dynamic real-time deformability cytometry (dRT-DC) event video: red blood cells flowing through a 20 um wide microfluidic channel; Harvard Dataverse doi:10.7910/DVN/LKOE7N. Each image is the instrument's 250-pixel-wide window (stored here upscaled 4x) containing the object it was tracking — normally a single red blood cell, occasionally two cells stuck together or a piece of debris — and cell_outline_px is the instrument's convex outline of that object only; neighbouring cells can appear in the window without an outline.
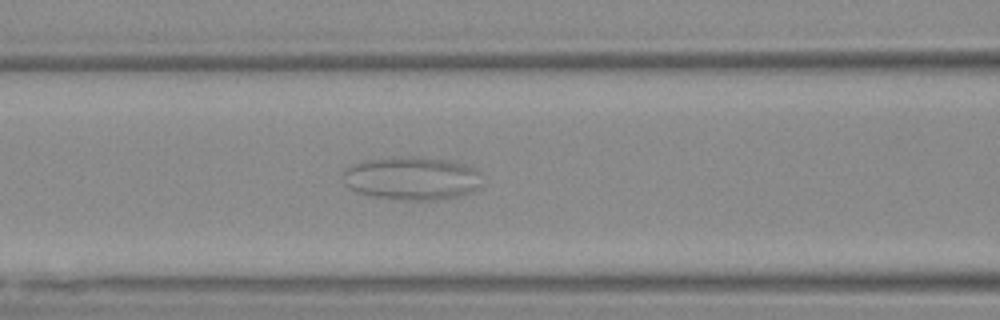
{"species": "Egyptian fruit bat (a non-hibernating species)", "species_latin": "Rousettus aegyptiacus", "temperature_condition": "warm", "stored_images_in_passage": 52, "camera_frame_rate_fps": 3000, "um_per_image_px": 0.085, "animal": {"sex": "female"}, "frame": {"image": 1, "passage_image": 17, "time_ms": 5.333, "image_size_px": [1000, 320], "cell_outline_px": [[480, 184], [476, 188], [468, 192], [456, 196], [432, 200], [404, 200], [372, 196], [356, 192], [348, 188], [344, 184], [344, 168], [352, 164], [364, 160], [412, 156], [416, 156], [444, 160], [460, 164], [472, 168], [476, 172]], "centroid_in_image_um": [34.88, 15.16], "position_along_channel_um": 131.7, "area_um2": 34.45}}
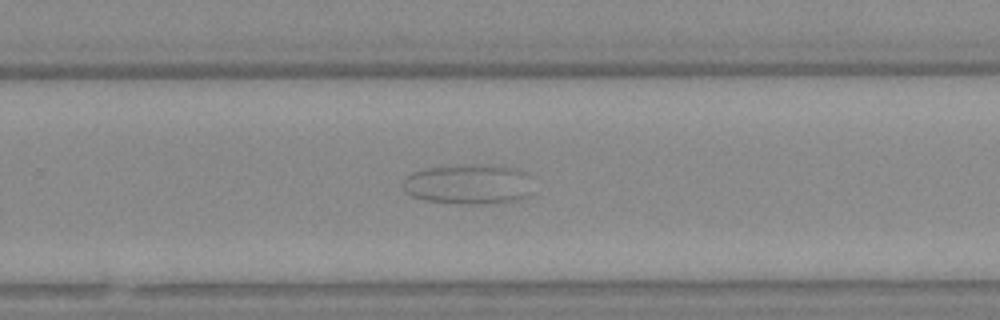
{"frame": {"image": 2, "passage_image": 31, "time_ms": 10.0, "image_size_px": [1000, 320], "cell_outline_px": [[528, 196], [516, 200], [496, 204], [460, 204], [424, 200], [412, 196], [404, 188], [404, 180], [412, 172], [428, 168], [476, 164], [484, 164], [516, 168], [528, 172]], "centroid_in_image_um": [39.84, 15.67], "position_along_channel_um": 290.0, "area_um2": 30.23}}
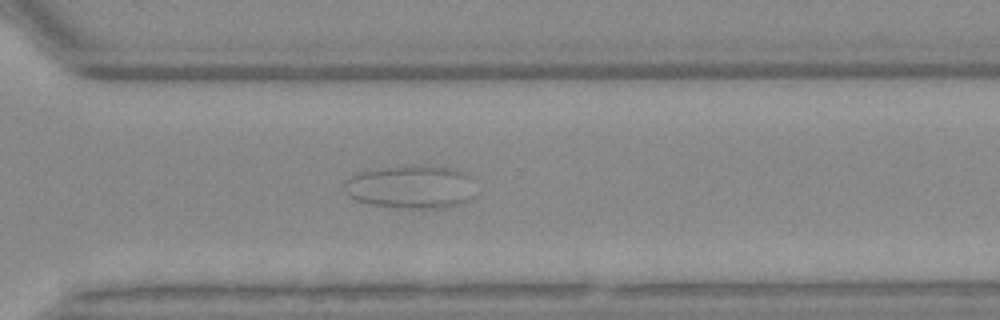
{"frame": {"image": 3, "passage_image": 35, "time_ms": 11.333, "image_size_px": [1000, 320], "cell_outline_px": [[472, 176], [468, 200], [460, 204], [440, 208], [404, 208], [368, 204], [356, 200], [348, 192], [344, 184], [352, 176], [360, 172], [380, 168], [412, 164], [424, 164], [456, 168], [468, 172]], "centroid_in_image_um": [34.96, 15.85], "position_along_channel_um": 335.6, "area_um2": 33.06}}